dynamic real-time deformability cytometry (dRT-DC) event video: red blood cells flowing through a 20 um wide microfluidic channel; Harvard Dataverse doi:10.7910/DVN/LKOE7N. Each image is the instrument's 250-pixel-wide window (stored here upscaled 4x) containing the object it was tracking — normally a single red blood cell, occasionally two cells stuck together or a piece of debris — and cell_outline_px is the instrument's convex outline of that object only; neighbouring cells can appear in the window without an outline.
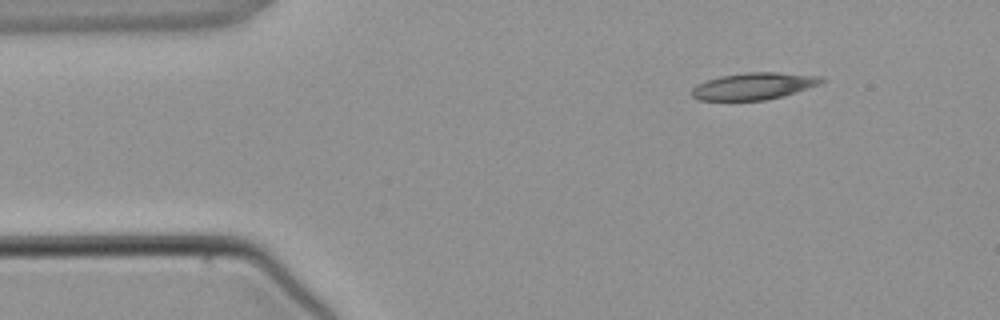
{"species": "common noctule bat (a hibernating species)", "species_latin": "Nyctalus noctula", "temperature_condition": "warm", "stored_images_in_passage": 4, "camera_frame_rate_fps": 3000, "um_per_image_px": 0.085, "animal": {"sex": "male", "body_mass_g": 21.5, "forearm_length_mm": 52.0}, "frame": {"image": 1, "passage_image": 1, "time_ms": 0.0, "image_size_px": [1000, 320], "cell_outline_px": [[828, 80], [820, 84], [784, 96], [764, 100], [700, 100], [692, 96], [692, 88], [696, 84], [720, 76], [744, 72], [776, 72], [820, 76]], "centroid_in_image_um": [64.09, 7.31], "position_along_channel_um": 20.9, "area_um2": 20.35}}
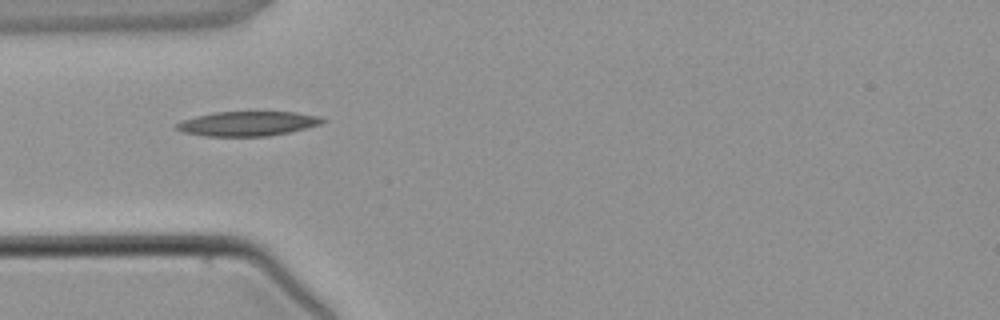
{"frame": {"image": 2, "passage_image": 3, "time_ms": 2.333, "image_size_px": [1000, 320], "cell_outline_px": [[328, 120], [320, 124], [288, 132], [268, 136], [204, 136], [184, 132], [176, 128], [176, 124], [184, 120], [196, 116], [216, 112], [296, 112], [320, 116]], "centroid_in_image_um": [21.08, 10.5], "position_along_channel_um": 63.9, "area_um2": 20.69}}